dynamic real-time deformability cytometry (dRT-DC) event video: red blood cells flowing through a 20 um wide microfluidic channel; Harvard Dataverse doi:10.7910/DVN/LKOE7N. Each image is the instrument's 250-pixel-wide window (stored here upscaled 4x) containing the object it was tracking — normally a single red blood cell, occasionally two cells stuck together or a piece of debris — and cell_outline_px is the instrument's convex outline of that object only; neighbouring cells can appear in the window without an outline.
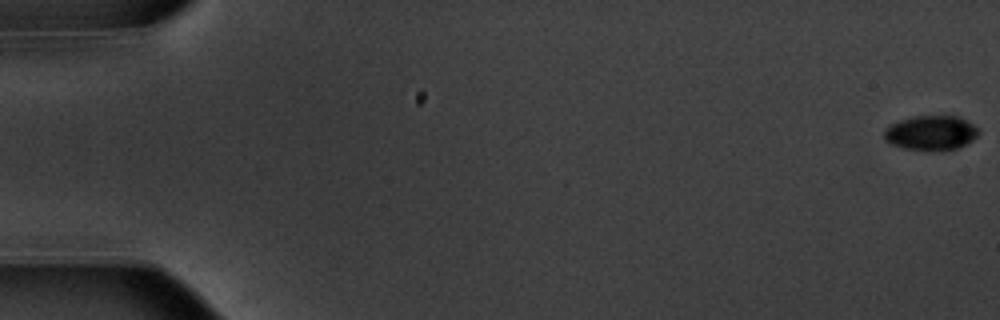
{"species": "common noctule bat (a hibernating species)", "species_latin": "Nyctalus noctula", "temperature_condition": "warm", "stored_images_in_passage": 55, "camera_frame_rate_fps": 3000, "um_per_image_px": 0.085, "animal": {"sex": "male", "body_mass_g": 20.1, "forearm_length_mm": 53.5}, "frame": {"image": 1, "passage_image": 1, "time_ms": 0.0, "image_size_px": [1000, 320], "cell_outline_px": [[980, 132], [972, 140], [956, 148], [944, 152], [928, 152], [904, 148], [892, 144], [884, 140], [884, 132], [888, 124], [912, 116], [956, 116], [972, 124]], "centroid_in_image_um": [79.09, 11.32], "position_along_channel_um": 5.9, "area_um2": 19.31}}
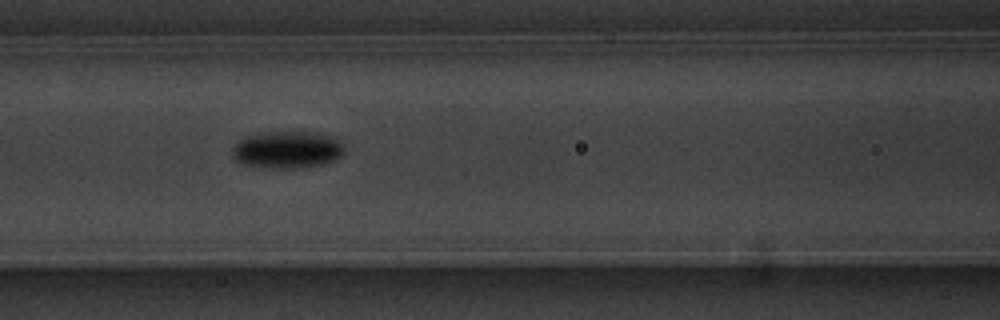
{"frame": {"image": 2, "passage_image": 25, "time_ms": 8.0, "image_size_px": [1000, 320], "cell_outline_px": [[344, 152], [336, 160], [320, 164], [296, 168], [272, 168], [240, 164], [232, 156], [232, 148], [240, 140], [248, 136], [272, 132], [316, 132], [332, 136], [340, 140], [344, 144]], "centroid_in_image_um": [24.45, 12.73], "position_along_channel_um": 142.2, "area_um2": 24.22}}
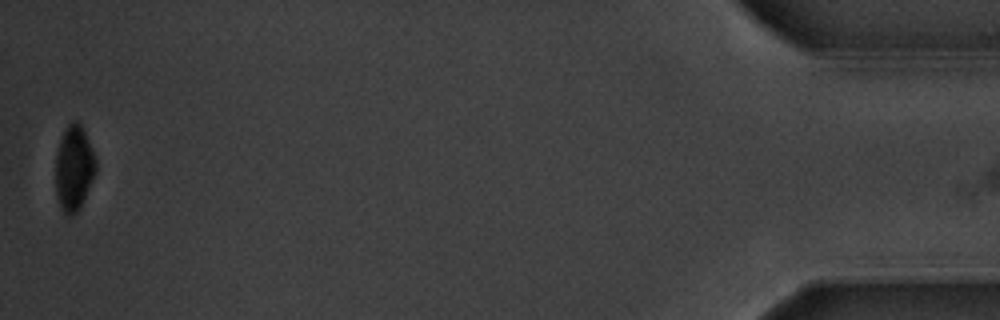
{"frame": {"image": 3, "passage_image": 55, "time_ms": 18.0, "image_size_px": [1000, 320], "cell_outline_px": [[96, 172], [80, 208], [72, 216], [68, 216], [64, 212], [60, 204], [56, 192], [56, 156], [60, 140], [68, 124], [72, 120], [80, 120], [84, 128], [92, 148], [96, 160]], "centroid_in_image_um": [6.31, 14.24], "position_along_channel_um": 428.9, "area_um2": 20.0}, "authors_computed_cell_mechanics": {"area_um2": 21.5594, "velocity_mm_per_s": 3.751, "shape_relaxation_time_tau1_ms": 2.6734, "shape_relaxation_time_tau2_ms": null, "deformation_change_tau1": 0.1389, "deformation_change_tau2": null}}